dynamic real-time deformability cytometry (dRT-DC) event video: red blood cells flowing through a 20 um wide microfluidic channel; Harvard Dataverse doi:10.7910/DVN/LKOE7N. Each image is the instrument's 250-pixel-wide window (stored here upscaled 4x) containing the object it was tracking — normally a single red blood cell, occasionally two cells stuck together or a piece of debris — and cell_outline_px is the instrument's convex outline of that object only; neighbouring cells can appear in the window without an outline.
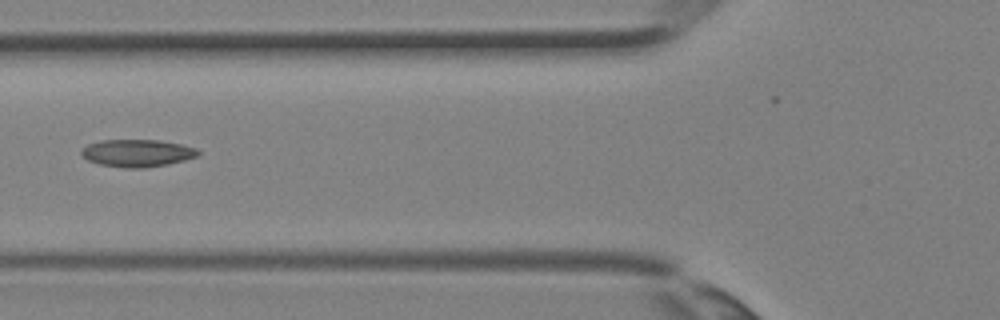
{"species": "Egyptian fruit bat (a non-hibernating species)", "species_latin": "Rousettus aegyptiacus", "temperature_condition": "room temperature", "stored_images_in_passage": 5, "camera_frame_rate_fps": 3000, "um_per_image_px": 0.085, "animal": {"sex": "female"}, "frame": {"image": 1, "passage_image": 5, "time_ms": 1.333, "image_size_px": [1000, 320], "cell_outline_px": [[200, 152], [196, 156], [184, 160], [168, 164], [144, 168], [124, 168], [100, 164], [88, 160], [80, 152], [88, 144], [100, 140], [160, 140], [180, 144], [196, 148]], "centroid_in_image_um": [11.67, 13.01], "position_along_channel_um": 114.1, "area_um2": 18.5}}